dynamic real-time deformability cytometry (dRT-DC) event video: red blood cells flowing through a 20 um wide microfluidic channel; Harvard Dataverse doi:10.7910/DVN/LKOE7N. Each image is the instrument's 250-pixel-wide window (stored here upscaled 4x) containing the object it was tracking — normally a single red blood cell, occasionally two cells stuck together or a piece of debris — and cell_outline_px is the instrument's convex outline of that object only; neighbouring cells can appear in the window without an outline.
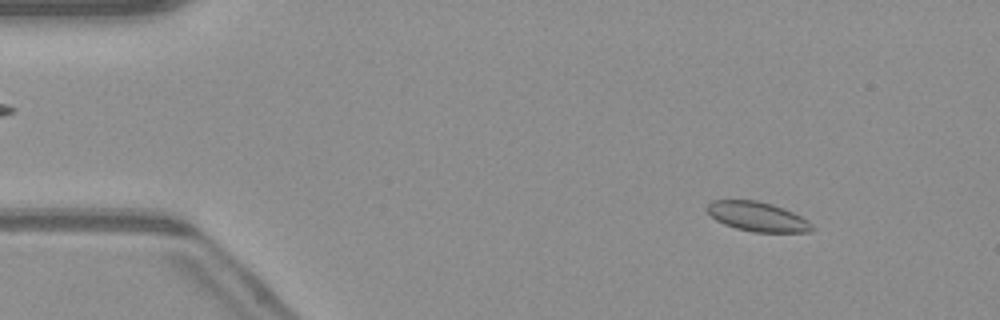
{"species": "common noctule bat (a hibernating species)", "species_latin": "Nyctalus noctula", "temperature_condition": "warm", "stored_images_in_passage": 50, "camera_frame_rate_fps": 3000, "um_per_image_px": 0.085, "animal": {"sex": "male", "body_mass_g": 23.1, "forearm_length_mm": 52.7}, "frame": {"image": 1, "passage_image": 6, "time_ms": 1.667, "image_size_px": [1000, 320], "cell_outline_px": [[816, 228], [812, 232], [756, 232], [736, 228], [724, 224], [716, 220], [704, 208], [712, 200], [756, 200], [772, 204], [784, 208], [808, 220]], "centroid_in_image_um": [64.4, 18.41], "position_along_channel_um": 20.6, "area_um2": 18.09}}
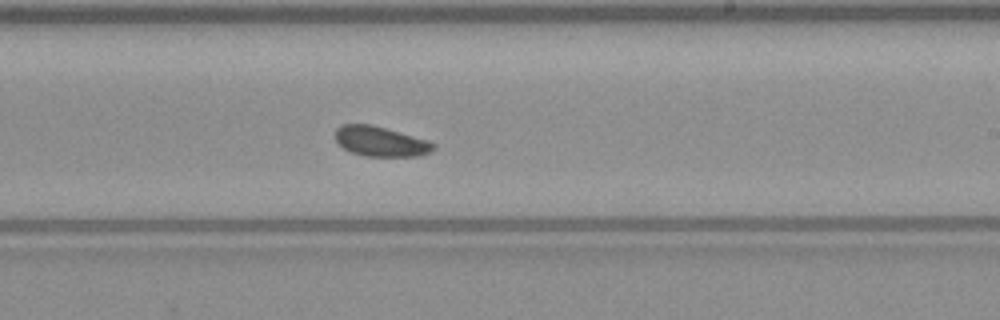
{"frame": {"image": 2, "passage_image": 30, "time_ms": 9.667, "image_size_px": [1000, 320], "cell_outline_px": [[436, 148], [420, 156], [364, 156], [352, 152], [344, 148], [336, 140], [336, 128], [340, 124], [372, 124], [428, 140], [436, 144]], "centroid_in_image_um": [32.36, 12.01], "position_along_channel_um": 256.6, "area_um2": 17.11}}
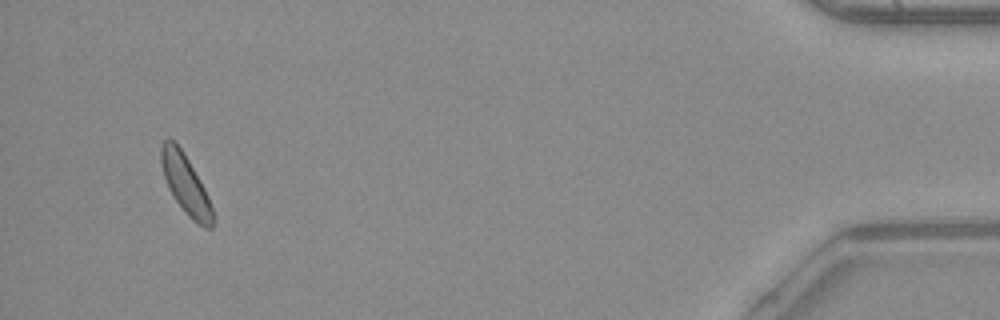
{"frame": {"image": 3, "passage_image": 48, "time_ms": 15.667, "image_size_px": [1000, 320], "cell_outline_px": [[212, 228], [204, 228], [192, 220], [184, 212], [172, 196], [168, 188], [164, 176], [160, 160], [160, 148], [164, 140], [172, 140], [180, 148], [188, 160], [204, 188], [208, 196], [212, 208]], "centroid_in_image_um": [15.75, 15.7], "position_along_channel_um": 419.4, "area_um2": 17.46}}